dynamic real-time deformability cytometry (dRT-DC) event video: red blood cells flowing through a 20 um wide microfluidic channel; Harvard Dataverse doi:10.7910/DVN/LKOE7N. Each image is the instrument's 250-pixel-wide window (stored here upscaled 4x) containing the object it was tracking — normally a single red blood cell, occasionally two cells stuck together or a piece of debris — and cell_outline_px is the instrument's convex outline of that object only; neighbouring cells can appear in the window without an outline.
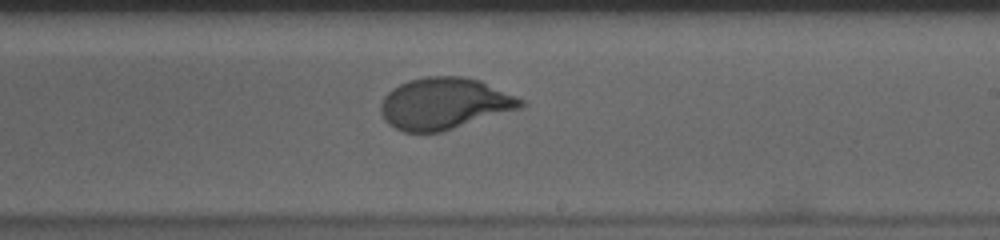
{"species": "human", "species_latin": "Homo sapiens", "temperature_condition": "cold", "stored_images_in_passage": 39, "camera_frame_rate_fps": 3000, "um_per_image_px": 0.085, "donor": {"sex": "male"}, "frame": {"image": 1, "passage_image": 17, "time_ms": 5.333, "image_size_px": [1000, 240], "cell_outline_px": [[528, 104], [524, 108], [440, 132], [404, 132], [388, 124], [384, 120], [380, 112], [380, 104], [384, 96], [392, 88], [408, 80], [428, 76], [464, 76], [480, 80], [516, 96], [524, 100]], "centroid_in_image_um": [37.79, 8.8], "position_along_channel_um": 251.2, "area_um2": 42.43}, "authors_computed_cell_mechanics": {"area_um2": 41.9628, "velocity_mm_per_s": 3.63, "shape_relaxation_time_tau1_ms": 3.9144, "shape_relaxation_time_tau2_ms": null, "deformation_change_tau1": 0.1966, "deformation_change_tau2": null}}